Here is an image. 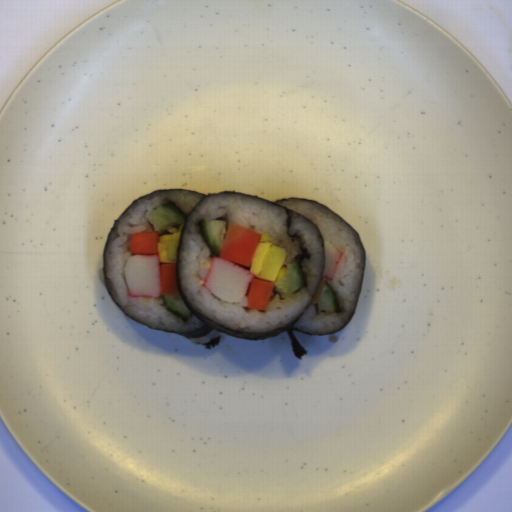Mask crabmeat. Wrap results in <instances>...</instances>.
Instances as JSON below:
<instances>
[{
	"instance_id": "crabmeat-1",
	"label": "crabmeat",
	"mask_w": 512,
	"mask_h": 512,
	"mask_svg": "<svg viewBox=\"0 0 512 512\" xmlns=\"http://www.w3.org/2000/svg\"><path fill=\"white\" fill-rule=\"evenodd\" d=\"M245 267L221 257H213L204 278V287L225 302L240 303L246 296L250 283L258 276Z\"/></svg>"
},
{
	"instance_id": "crabmeat-2",
	"label": "crabmeat",
	"mask_w": 512,
	"mask_h": 512,
	"mask_svg": "<svg viewBox=\"0 0 512 512\" xmlns=\"http://www.w3.org/2000/svg\"><path fill=\"white\" fill-rule=\"evenodd\" d=\"M130 297L159 298L162 294L159 253L128 257L124 269Z\"/></svg>"
},
{
	"instance_id": "crabmeat-3",
	"label": "crabmeat",
	"mask_w": 512,
	"mask_h": 512,
	"mask_svg": "<svg viewBox=\"0 0 512 512\" xmlns=\"http://www.w3.org/2000/svg\"><path fill=\"white\" fill-rule=\"evenodd\" d=\"M343 257V251L334 247L331 243L326 240L325 243V265L322 273V280L332 281L335 278L341 259Z\"/></svg>"
}]
</instances>
